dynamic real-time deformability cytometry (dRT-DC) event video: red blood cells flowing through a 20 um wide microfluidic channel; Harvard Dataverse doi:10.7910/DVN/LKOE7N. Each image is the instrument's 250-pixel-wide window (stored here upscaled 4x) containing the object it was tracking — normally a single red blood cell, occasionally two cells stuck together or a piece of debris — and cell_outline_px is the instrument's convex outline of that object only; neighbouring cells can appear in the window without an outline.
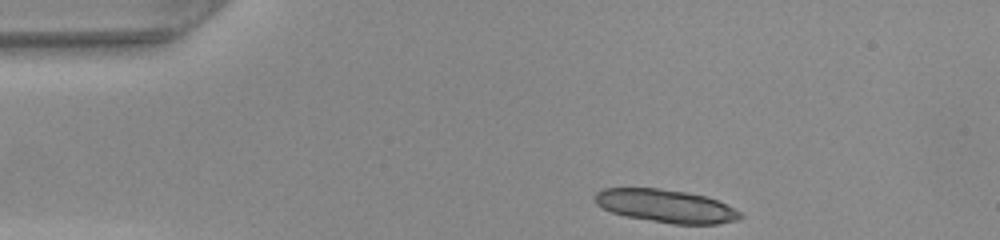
{"species": "common noctule bat (a hibernating species)", "species_latin": "Nyctalus noctula", "temperature_condition": "warm", "stored_images_in_passage": 16, "camera_frame_rate_fps": 3000, "um_per_image_px": 0.085, "animal": {"sex": "female", "body_mass_g": 22.0, "forearm_length_mm": 56.7}, "frame": {"image": 1, "passage_image": 1, "time_ms": 0.0, "image_size_px": [1000, 240], "cell_outline_px": [[744, 216], [736, 220], [720, 224], [672, 224], [628, 216], [612, 212], [596, 204], [596, 192], [604, 188], [660, 188], [708, 196], [740, 212]], "centroid_in_image_um": [56.62, 17.51], "position_along_channel_um": 28.4, "area_um2": 27.69}}